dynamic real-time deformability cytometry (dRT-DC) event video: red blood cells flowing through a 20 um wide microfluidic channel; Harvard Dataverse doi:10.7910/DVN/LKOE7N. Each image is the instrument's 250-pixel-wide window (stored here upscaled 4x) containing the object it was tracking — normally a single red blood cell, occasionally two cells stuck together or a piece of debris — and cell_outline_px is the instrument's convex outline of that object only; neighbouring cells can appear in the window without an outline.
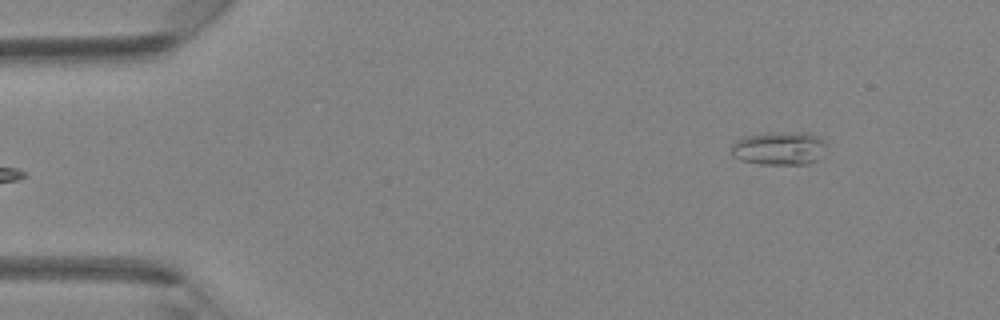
{"species": "Egyptian fruit bat (a non-hibernating species)", "species_latin": "Rousettus aegyptiacus", "temperature_condition": "room temperature", "stored_images_in_passage": 5, "camera_frame_rate_fps": 3000, "um_per_image_px": 0.085, "animal": {"sex": "female"}, "frame": {"image": 1, "passage_image": 5, "time_ms": 1.333, "image_size_px": [1000, 320], "cell_outline_px": [[828, 144], [816, 160], [808, 164], [760, 164], [740, 160], [732, 156], [732, 144], [736, 140], [744, 136], [768, 132], [808, 132], [824, 140]], "centroid_in_image_um": [66.22, 12.59], "position_along_channel_um": 18.8, "area_um2": 18.67}}